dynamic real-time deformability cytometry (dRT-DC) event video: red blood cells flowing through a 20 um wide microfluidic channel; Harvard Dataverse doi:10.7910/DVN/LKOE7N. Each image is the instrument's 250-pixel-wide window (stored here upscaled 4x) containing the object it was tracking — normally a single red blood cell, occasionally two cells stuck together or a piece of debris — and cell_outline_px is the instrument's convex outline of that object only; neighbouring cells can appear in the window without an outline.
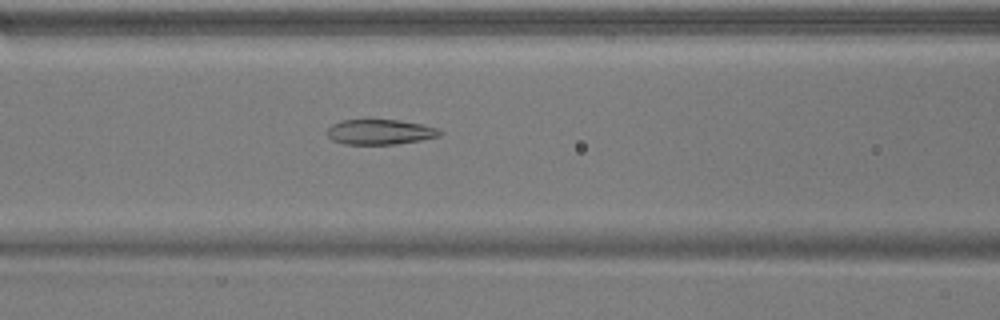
{"species": "common noctule bat (a hibernating species)", "species_latin": "Nyctalus noctula", "temperature_condition": "warm", "stored_images_in_passage": 42, "camera_frame_rate_fps": 3000, "um_per_image_px": 0.085, "animal": {"sex": "male", "body_mass_g": 17.9}, "frame": {"image": 1, "passage_image": 12, "time_ms": 3.667, "image_size_px": [1000, 320], "cell_outline_px": [[444, 132], [440, 136], [420, 140], [396, 144], [344, 144], [332, 140], [328, 136], [328, 128], [332, 124], [344, 120], [368, 116], [400, 120], [424, 124], [436, 128]], "centroid_in_image_um": [32.29, 11.16], "position_along_channel_um": 134.3, "area_um2": 17.28}}
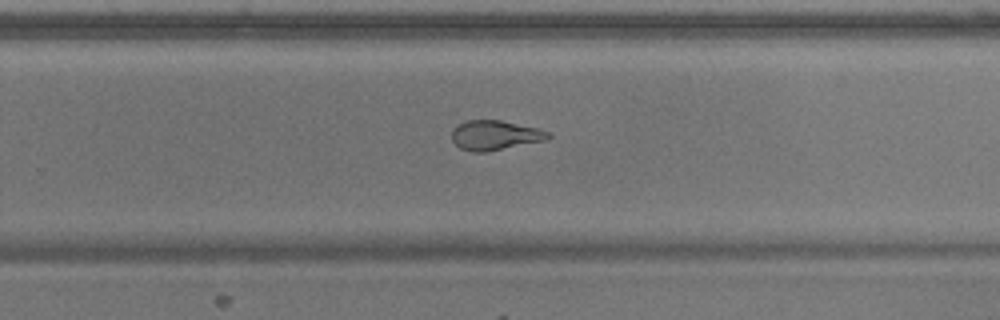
{"frame": {"image": 2, "passage_image": 24, "time_ms": 7.667, "image_size_px": [1000, 320], "cell_outline_px": [[552, 136], [544, 140], [484, 152], [472, 152], [460, 148], [452, 140], [452, 128], [468, 120], [500, 120], [540, 128], [552, 132]], "centroid_in_image_um": [42.09, 11.48], "position_along_channel_um": 287.7, "area_um2": 16.59}}
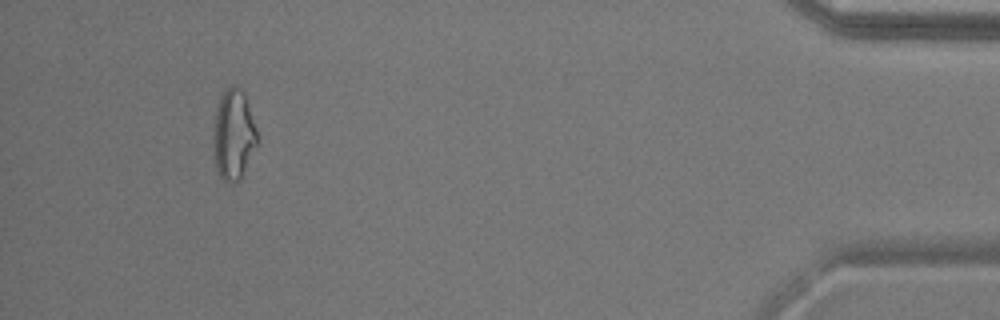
{"frame": {"image": 3, "passage_image": 39, "time_ms": 12.667, "image_size_px": [1000, 320], "cell_outline_px": [[256, 144], [240, 180], [232, 184], [228, 184], [220, 176], [216, 168], [216, 108], [220, 96], [224, 88], [232, 84], [236, 84], [244, 92], [256, 128]], "centroid_in_image_um": [19.87, 11.4], "position_along_channel_um": 415.3, "area_um2": 22.31}, "authors_computed_cell_mechanics": {"area_um2": 17.8891, "velocity_mm_per_s": 3.8461, "shape_relaxation_time_tau1_ms": null, "shape_relaxation_time_tau2_ms": 1.956, "deformation_change_tau1": null, "deformation_change_tau2": 0.0888}}